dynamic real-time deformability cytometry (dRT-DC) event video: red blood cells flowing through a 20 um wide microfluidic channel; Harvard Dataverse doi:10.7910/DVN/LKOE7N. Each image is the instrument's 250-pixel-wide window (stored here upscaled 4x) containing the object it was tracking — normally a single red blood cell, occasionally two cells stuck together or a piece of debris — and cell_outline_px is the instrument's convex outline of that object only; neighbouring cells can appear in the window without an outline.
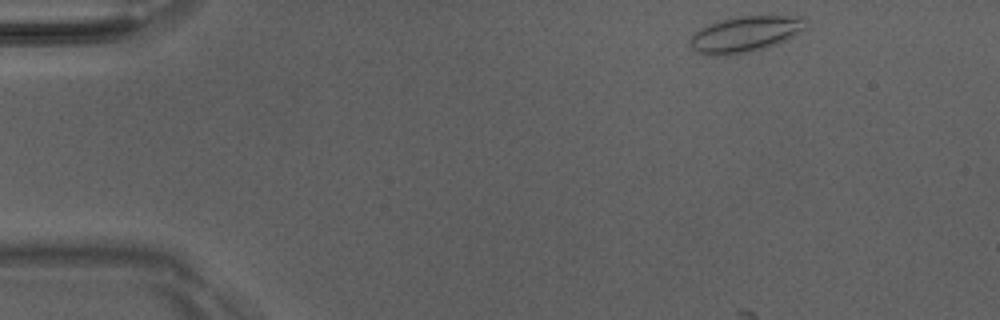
{"species": "Egyptian fruit bat (a non-hibernating species)", "species_latin": "Rousettus aegyptiacus", "temperature_condition": "room temperature", "stored_images_in_passage": 10, "camera_frame_rate_fps": 3000, "um_per_image_px": 0.085, "animal": {"sex": "male"}, "frame": {"image": 1, "passage_image": 1, "time_ms": 0.0, "image_size_px": [1000, 320], "cell_outline_px": [[808, 28], [788, 40], [776, 44], [748, 52], [724, 56], [712, 56], [696, 52], [688, 44], [688, 40], [700, 28], [708, 24], [740, 16], [804, 16], [808, 20]], "centroid_in_image_um": [63.39, 2.91], "position_along_channel_um": 21.6, "area_um2": 24.51}}